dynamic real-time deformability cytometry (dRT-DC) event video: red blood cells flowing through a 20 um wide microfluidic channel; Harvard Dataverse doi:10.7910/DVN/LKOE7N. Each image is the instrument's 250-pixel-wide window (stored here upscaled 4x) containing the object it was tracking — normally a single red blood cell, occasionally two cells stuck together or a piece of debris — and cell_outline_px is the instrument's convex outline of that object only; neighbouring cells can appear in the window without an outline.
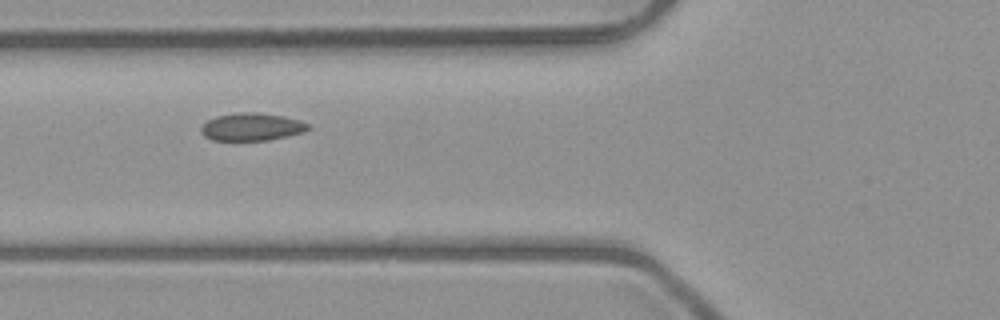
{"species": "common noctule bat (a hibernating species)", "species_latin": "Nyctalus noctula", "temperature_condition": "room temperature", "stored_images_in_passage": 7, "camera_frame_rate_fps": 3000, "um_per_image_px": 0.085, "animal": {"sex": "male", "body_mass_g": 23.1, "forearm_length_mm": 52.7}, "frame": {"image": 1, "passage_image": 7, "time_ms": 7.0, "image_size_px": [1000, 320], "cell_outline_px": [[312, 128], [304, 132], [288, 136], [268, 140], [212, 140], [204, 136], [200, 132], [200, 128], [208, 120], [216, 116], [236, 112], [256, 112], [284, 116], [300, 120], [308, 124]], "centroid_in_image_um": [21.41, 10.78], "position_along_channel_um": 104.4, "area_um2": 17.4}}